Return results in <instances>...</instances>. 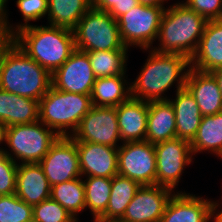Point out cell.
Returning <instances> with one entry per match:
<instances>
[{
  "label": "cell",
  "instance_id": "7402d4cb",
  "mask_svg": "<svg viewBox=\"0 0 222 222\" xmlns=\"http://www.w3.org/2000/svg\"><path fill=\"white\" fill-rule=\"evenodd\" d=\"M176 138V117L169 100L149 102L145 140L157 144Z\"/></svg>",
  "mask_w": 222,
  "mask_h": 222
},
{
  "label": "cell",
  "instance_id": "836d02e7",
  "mask_svg": "<svg viewBox=\"0 0 222 222\" xmlns=\"http://www.w3.org/2000/svg\"><path fill=\"white\" fill-rule=\"evenodd\" d=\"M18 164L0 148V196L11 195L16 191V173Z\"/></svg>",
  "mask_w": 222,
  "mask_h": 222
},
{
  "label": "cell",
  "instance_id": "d6986e66",
  "mask_svg": "<svg viewBox=\"0 0 222 222\" xmlns=\"http://www.w3.org/2000/svg\"><path fill=\"white\" fill-rule=\"evenodd\" d=\"M185 87L194 96L202 116H211L222 111V93L210 72L191 68Z\"/></svg>",
  "mask_w": 222,
  "mask_h": 222
},
{
  "label": "cell",
  "instance_id": "8992f818",
  "mask_svg": "<svg viewBox=\"0 0 222 222\" xmlns=\"http://www.w3.org/2000/svg\"><path fill=\"white\" fill-rule=\"evenodd\" d=\"M58 138L52 129L39 120L31 124L8 126L5 144L10 152L4 148V153L17 164L39 163Z\"/></svg>",
  "mask_w": 222,
  "mask_h": 222
},
{
  "label": "cell",
  "instance_id": "3957f363",
  "mask_svg": "<svg viewBox=\"0 0 222 222\" xmlns=\"http://www.w3.org/2000/svg\"><path fill=\"white\" fill-rule=\"evenodd\" d=\"M207 20L184 3L176 2L167 7L160 21L157 40L159 53L181 54L191 59L195 54Z\"/></svg>",
  "mask_w": 222,
  "mask_h": 222
},
{
  "label": "cell",
  "instance_id": "e575fe53",
  "mask_svg": "<svg viewBox=\"0 0 222 222\" xmlns=\"http://www.w3.org/2000/svg\"><path fill=\"white\" fill-rule=\"evenodd\" d=\"M185 1V2H184ZM189 9L194 10L207 21L219 20L222 17V0H184Z\"/></svg>",
  "mask_w": 222,
  "mask_h": 222
},
{
  "label": "cell",
  "instance_id": "8fae6325",
  "mask_svg": "<svg viewBox=\"0 0 222 222\" xmlns=\"http://www.w3.org/2000/svg\"><path fill=\"white\" fill-rule=\"evenodd\" d=\"M71 137L75 142H92L119 148L122 141L116 107L92 106Z\"/></svg>",
  "mask_w": 222,
  "mask_h": 222
},
{
  "label": "cell",
  "instance_id": "5bb4252c",
  "mask_svg": "<svg viewBox=\"0 0 222 222\" xmlns=\"http://www.w3.org/2000/svg\"><path fill=\"white\" fill-rule=\"evenodd\" d=\"M172 193L171 189L160 185L141 186L121 219L127 222H160Z\"/></svg>",
  "mask_w": 222,
  "mask_h": 222
},
{
  "label": "cell",
  "instance_id": "277c9868",
  "mask_svg": "<svg viewBox=\"0 0 222 222\" xmlns=\"http://www.w3.org/2000/svg\"><path fill=\"white\" fill-rule=\"evenodd\" d=\"M51 85V74L14 42L0 63V89L40 101Z\"/></svg>",
  "mask_w": 222,
  "mask_h": 222
},
{
  "label": "cell",
  "instance_id": "f546056e",
  "mask_svg": "<svg viewBox=\"0 0 222 222\" xmlns=\"http://www.w3.org/2000/svg\"><path fill=\"white\" fill-rule=\"evenodd\" d=\"M0 222H33V206L15 193L0 196Z\"/></svg>",
  "mask_w": 222,
  "mask_h": 222
},
{
  "label": "cell",
  "instance_id": "60d3db41",
  "mask_svg": "<svg viewBox=\"0 0 222 222\" xmlns=\"http://www.w3.org/2000/svg\"><path fill=\"white\" fill-rule=\"evenodd\" d=\"M164 1L167 3V0H138V3L147 6L165 7Z\"/></svg>",
  "mask_w": 222,
  "mask_h": 222
},
{
  "label": "cell",
  "instance_id": "e0dca14e",
  "mask_svg": "<svg viewBox=\"0 0 222 222\" xmlns=\"http://www.w3.org/2000/svg\"><path fill=\"white\" fill-rule=\"evenodd\" d=\"M148 108L149 102L132 97L116 107L122 143L145 140Z\"/></svg>",
  "mask_w": 222,
  "mask_h": 222
},
{
  "label": "cell",
  "instance_id": "f1b7e54d",
  "mask_svg": "<svg viewBox=\"0 0 222 222\" xmlns=\"http://www.w3.org/2000/svg\"><path fill=\"white\" fill-rule=\"evenodd\" d=\"M86 209H90L95 222L105 211L110 199L112 178L88 176L83 180Z\"/></svg>",
  "mask_w": 222,
  "mask_h": 222
},
{
  "label": "cell",
  "instance_id": "2e32d148",
  "mask_svg": "<svg viewBox=\"0 0 222 222\" xmlns=\"http://www.w3.org/2000/svg\"><path fill=\"white\" fill-rule=\"evenodd\" d=\"M214 201L185 191L174 192L160 222H210Z\"/></svg>",
  "mask_w": 222,
  "mask_h": 222
},
{
  "label": "cell",
  "instance_id": "9c48e42d",
  "mask_svg": "<svg viewBox=\"0 0 222 222\" xmlns=\"http://www.w3.org/2000/svg\"><path fill=\"white\" fill-rule=\"evenodd\" d=\"M156 185L171 189L178 186L184 168L193 161L190 142L178 137L154 144Z\"/></svg>",
  "mask_w": 222,
  "mask_h": 222
},
{
  "label": "cell",
  "instance_id": "44dd1931",
  "mask_svg": "<svg viewBox=\"0 0 222 222\" xmlns=\"http://www.w3.org/2000/svg\"><path fill=\"white\" fill-rule=\"evenodd\" d=\"M169 101L175 111L176 137L191 142L203 117L194 96L185 87L176 91L175 99Z\"/></svg>",
  "mask_w": 222,
  "mask_h": 222
},
{
  "label": "cell",
  "instance_id": "30bf717a",
  "mask_svg": "<svg viewBox=\"0 0 222 222\" xmlns=\"http://www.w3.org/2000/svg\"><path fill=\"white\" fill-rule=\"evenodd\" d=\"M118 174L141 186L156 185L154 144L146 140L122 143L118 148Z\"/></svg>",
  "mask_w": 222,
  "mask_h": 222
},
{
  "label": "cell",
  "instance_id": "7a4b0ae2",
  "mask_svg": "<svg viewBox=\"0 0 222 222\" xmlns=\"http://www.w3.org/2000/svg\"><path fill=\"white\" fill-rule=\"evenodd\" d=\"M14 42L51 75L76 50L73 30L49 24L20 29L14 34Z\"/></svg>",
  "mask_w": 222,
  "mask_h": 222
},
{
  "label": "cell",
  "instance_id": "5b68a950",
  "mask_svg": "<svg viewBox=\"0 0 222 222\" xmlns=\"http://www.w3.org/2000/svg\"><path fill=\"white\" fill-rule=\"evenodd\" d=\"M92 106L90 94L60 91L51 85L39 101V121L59 137H71Z\"/></svg>",
  "mask_w": 222,
  "mask_h": 222
},
{
  "label": "cell",
  "instance_id": "ee69618b",
  "mask_svg": "<svg viewBox=\"0 0 222 222\" xmlns=\"http://www.w3.org/2000/svg\"><path fill=\"white\" fill-rule=\"evenodd\" d=\"M106 222H127V221H124L122 219H112V220H108Z\"/></svg>",
  "mask_w": 222,
  "mask_h": 222
},
{
  "label": "cell",
  "instance_id": "bcb514c9",
  "mask_svg": "<svg viewBox=\"0 0 222 222\" xmlns=\"http://www.w3.org/2000/svg\"><path fill=\"white\" fill-rule=\"evenodd\" d=\"M220 157V159L222 160V152H221V154L218 156V158Z\"/></svg>",
  "mask_w": 222,
  "mask_h": 222
},
{
  "label": "cell",
  "instance_id": "484cf974",
  "mask_svg": "<svg viewBox=\"0 0 222 222\" xmlns=\"http://www.w3.org/2000/svg\"><path fill=\"white\" fill-rule=\"evenodd\" d=\"M48 23L73 30L92 7L91 0H49Z\"/></svg>",
  "mask_w": 222,
  "mask_h": 222
},
{
  "label": "cell",
  "instance_id": "83f0119b",
  "mask_svg": "<svg viewBox=\"0 0 222 222\" xmlns=\"http://www.w3.org/2000/svg\"><path fill=\"white\" fill-rule=\"evenodd\" d=\"M86 53L96 79L114 75H126L128 50H97Z\"/></svg>",
  "mask_w": 222,
  "mask_h": 222
},
{
  "label": "cell",
  "instance_id": "d590c367",
  "mask_svg": "<svg viewBox=\"0 0 222 222\" xmlns=\"http://www.w3.org/2000/svg\"><path fill=\"white\" fill-rule=\"evenodd\" d=\"M138 4V0H91L92 8L106 11L116 20Z\"/></svg>",
  "mask_w": 222,
  "mask_h": 222
},
{
  "label": "cell",
  "instance_id": "7c38bea8",
  "mask_svg": "<svg viewBox=\"0 0 222 222\" xmlns=\"http://www.w3.org/2000/svg\"><path fill=\"white\" fill-rule=\"evenodd\" d=\"M49 184L52 186L82 177L79 155L72 137H59L39 162Z\"/></svg>",
  "mask_w": 222,
  "mask_h": 222
},
{
  "label": "cell",
  "instance_id": "4dcf8cb0",
  "mask_svg": "<svg viewBox=\"0 0 222 222\" xmlns=\"http://www.w3.org/2000/svg\"><path fill=\"white\" fill-rule=\"evenodd\" d=\"M33 222H78L65 208L51 198L33 206Z\"/></svg>",
  "mask_w": 222,
  "mask_h": 222
},
{
  "label": "cell",
  "instance_id": "74e56055",
  "mask_svg": "<svg viewBox=\"0 0 222 222\" xmlns=\"http://www.w3.org/2000/svg\"><path fill=\"white\" fill-rule=\"evenodd\" d=\"M14 43V33L9 29H0V63L5 52L12 46Z\"/></svg>",
  "mask_w": 222,
  "mask_h": 222
},
{
  "label": "cell",
  "instance_id": "d6a6232c",
  "mask_svg": "<svg viewBox=\"0 0 222 222\" xmlns=\"http://www.w3.org/2000/svg\"><path fill=\"white\" fill-rule=\"evenodd\" d=\"M16 6L22 14L24 23L14 25V34L20 29L30 26L31 21L36 22L45 17L48 14L49 2L48 0H17Z\"/></svg>",
  "mask_w": 222,
  "mask_h": 222
},
{
  "label": "cell",
  "instance_id": "603a6c76",
  "mask_svg": "<svg viewBox=\"0 0 222 222\" xmlns=\"http://www.w3.org/2000/svg\"><path fill=\"white\" fill-rule=\"evenodd\" d=\"M126 75L97 78L90 97L93 106L117 107L131 97V86Z\"/></svg>",
  "mask_w": 222,
  "mask_h": 222
},
{
  "label": "cell",
  "instance_id": "1f68e13d",
  "mask_svg": "<svg viewBox=\"0 0 222 222\" xmlns=\"http://www.w3.org/2000/svg\"><path fill=\"white\" fill-rule=\"evenodd\" d=\"M12 126L39 120V101L12 93Z\"/></svg>",
  "mask_w": 222,
  "mask_h": 222
},
{
  "label": "cell",
  "instance_id": "4fadbf2b",
  "mask_svg": "<svg viewBox=\"0 0 222 222\" xmlns=\"http://www.w3.org/2000/svg\"><path fill=\"white\" fill-rule=\"evenodd\" d=\"M51 76L54 88L78 94H91L96 80L88 54L79 50H75Z\"/></svg>",
  "mask_w": 222,
  "mask_h": 222
},
{
  "label": "cell",
  "instance_id": "cb8c5ba5",
  "mask_svg": "<svg viewBox=\"0 0 222 222\" xmlns=\"http://www.w3.org/2000/svg\"><path fill=\"white\" fill-rule=\"evenodd\" d=\"M141 185L128 177L117 174L112 178L110 199L106 211L95 222L121 219L130 201Z\"/></svg>",
  "mask_w": 222,
  "mask_h": 222
},
{
  "label": "cell",
  "instance_id": "9a60e30c",
  "mask_svg": "<svg viewBox=\"0 0 222 222\" xmlns=\"http://www.w3.org/2000/svg\"><path fill=\"white\" fill-rule=\"evenodd\" d=\"M81 175L113 178L118 174V148L92 142H75Z\"/></svg>",
  "mask_w": 222,
  "mask_h": 222
},
{
  "label": "cell",
  "instance_id": "f6af8a7d",
  "mask_svg": "<svg viewBox=\"0 0 222 222\" xmlns=\"http://www.w3.org/2000/svg\"><path fill=\"white\" fill-rule=\"evenodd\" d=\"M214 203H215L216 205H220V206H221V204H222V203L219 204V201H214ZM220 210H222V209H220Z\"/></svg>",
  "mask_w": 222,
  "mask_h": 222
},
{
  "label": "cell",
  "instance_id": "ab89813d",
  "mask_svg": "<svg viewBox=\"0 0 222 222\" xmlns=\"http://www.w3.org/2000/svg\"><path fill=\"white\" fill-rule=\"evenodd\" d=\"M221 208L219 205H216L215 203H213V206L211 208V220L213 222H222V210L218 211V209ZM218 212V213H217Z\"/></svg>",
  "mask_w": 222,
  "mask_h": 222
},
{
  "label": "cell",
  "instance_id": "d4e9b609",
  "mask_svg": "<svg viewBox=\"0 0 222 222\" xmlns=\"http://www.w3.org/2000/svg\"><path fill=\"white\" fill-rule=\"evenodd\" d=\"M193 156L208 151L214 156L222 152V111L203 116L193 140L190 142Z\"/></svg>",
  "mask_w": 222,
  "mask_h": 222
},
{
  "label": "cell",
  "instance_id": "4316f807",
  "mask_svg": "<svg viewBox=\"0 0 222 222\" xmlns=\"http://www.w3.org/2000/svg\"><path fill=\"white\" fill-rule=\"evenodd\" d=\"M50 198L57 201L75 219L86 209L85 188L82 177L75 178L51 187Z\"/></svg>",
  "mask_w": 222,
  "mask_h": 222
},
{
  "label": "cell",
  "instance_id": "ffe728a7",
  "mask_svg": "<svg viewBox=\"0 0 222 222\" xmlns=\"http://www.w3.org/2000/svg\"><path fill=\"white\" fill-rule=\"evenodd\" d=\"M51 185L39 163L18 164L15 194L34 206L50 198Z\"/></svg>",
  "mask_w": 222,
  "mask_h": 222
},
{
  "label": "cell",
  "instance_id": "f35d334b",
  "mask_svg": "<svg viewBox=\"0 0 222 222\" xmlns=\"http://www.w3.org/2000/svg\"><path fill=\"white\" fill-rule=\"evenodd\" d=\"M8 0H0V29H9L13 33V23L10 24L8 20V11L6 6Z\"/></svg>",
  "mask_w": 222,
  "mask_h": 222
},
{
  "label": "cell",
  "instance_id": "b9f144b4",
  "mask_svg": "<svg viewBox=\"0 0 222 222\" xmlns=\"http://www.w3.org/2000/svg\"><path fill=\"white\" fill-rule=\"evenodd\" d=\"M210 73L214 76V78L219 86V90L222 93V67L215 69V70L211 71Z\"/></svg>",
  "mask_w": 222,
  "mask_h": 222
},
{
  "label": "cell",
  "instance_id": "7bdbcfd3",
  "mask_svg": "<svg viewBox=\"0 0 222 222\" xmlns=\"http://www.w3.org/2000/svg\"><path fill=\"white\" fill-rule=\"evenodd\" d=\"M6 129L7 126L2 121H0V144L5 142Z\"/></svg>",
  "mask_w": 222,
  "mask_h": 222
},
{
  "label": "cell",
  "instance_id": "52a82bcc",
  "mask_svg": "<svg viewBox=\"0 0 222 222\" xmlns=\"http://www.w3.org/2000/svg\"><path fill=\"white\" fill-rule=\"evenodd\" d=\"M76 50H128L121 40L117 20L108 12L90 8L73 29Z\"/></svg>",
  "mask_w": 222,
  "mask_h": 222
},
{
  "label": "cell",
  "instance_id": "8d00e7d4",
  "mask_svg": "<svg viewBox=\"0 0 222 222\" xmlns=\"http://www.w3.org/2000/svg\"><path fill=\"white\" fill-rule=\"evenodd\" d=\"M12 93L0 89V121L7 127L12 126Z\"/></svg>",
  "mask_w": 222,
  "mask_h": 222
},
{
  "label": "cell",
  "instance_id": "ac0fdd59",
  "mask_svg": "<svg viewBox=\"0 0 222 222\" xmlns=\"http://www.w3.org/2000/svg\"><path fill=\"white\" fill-rule=\"evenodd\" d=\"M191 68L211 72L222 67V20L208 21L198 48L191 57Z\"/></svg>",
  "mask_w": 222,
  "mask_h": 222
},
{
  "label": "cell",
  "instance_id": "ba28073f",
  "mask_svg": "<svg viewBox=\"0 0 222 222\" xmlns=\"http://www.w3.org/2000/svg\"><path fill=\"white\" fill-rule=\"evenodd\" d=\"M166 7L138 4L117 19L119 34L126 48L152 49L158 37L160 21Z\"/></svg>",
  "mask_w": 222,
  "mask_h": 222
},
{
  "label": "cell",
  "instance_id": "6da1fadb",
  "mask_svg": "<svg viewBox=\"0 0 222 222\" xmlns=\"http://www.w3.org/2000/svg\"><path fill=\"white\" fill-rule=\"evenodd\" d=\"M148 50L146 62L136 79L130 84L131 97L146 102L169 100L165 92H168L175 83V92L185 88L191 69L190 58L181 54Z\"/></svg>",
  "mask_w": 222,
  "mask_h": 222
}]
</instances>
